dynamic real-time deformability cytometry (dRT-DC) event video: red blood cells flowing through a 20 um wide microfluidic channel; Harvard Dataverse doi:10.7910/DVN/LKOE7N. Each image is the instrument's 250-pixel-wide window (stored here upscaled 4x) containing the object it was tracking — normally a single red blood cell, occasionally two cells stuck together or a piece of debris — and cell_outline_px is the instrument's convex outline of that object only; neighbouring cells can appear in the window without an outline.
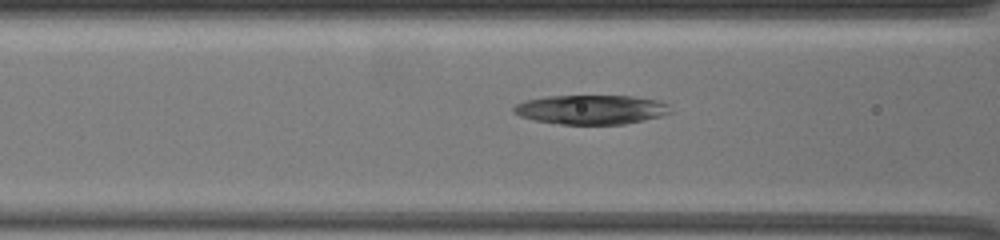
{"species": "common noctule bat (a hibernating species)", "species_latin": "Nyctalus noctula", "temperature_condition": "warm", "stored_images_in_passage": 40, "camera_frame_rate_fps": 3000, "um_per_image_px": 0.085, "animal": {"sex": "female", "body_mass_g": 19.5, "forearm_length_mm": 54.1}, "frame": {"image": 1, "passage_image": 22, "time_ms": 9.0, "image_size_px": [1000, 240], "cell_outline_px": [[672, 112], [660, 116], [624, 124], [560, 124], [536, 120], [520, 116], [512, 112], [512, 108], [516, 104], [528, 100], [544, 96], [632, 96], [656, 100], [668, 104]], "centroid_in_image_um": [50.23, 9.31], "position_along_channel_um": 116.4, "area_um2": 26.59}}
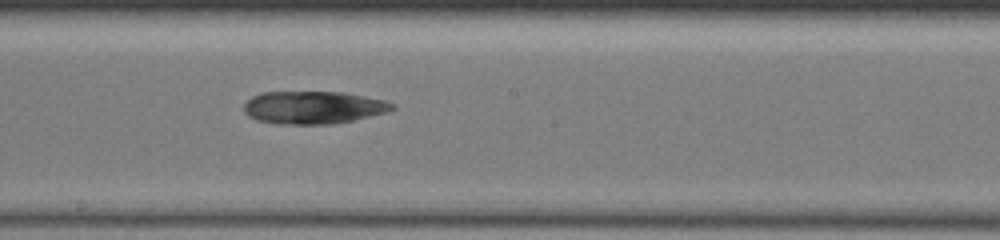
{"frame": {"image": 2, "passage_image": 29, "time_ms": 12.0, "image_size_px": [1000, 240], "cell_outline_px": [[396, 108], [388, 112], [352, 120], [332, 124], [276, 124], [256, 120], [248, 116], [244, 112], [244, 104], [252, 96], [260, 92], [344, 92], [384, 100], [396, 104]], "centroid_in_image_um": [26.62, 9.13], "position_along_channel_um": 221.6, "area_um2": 28.44}}
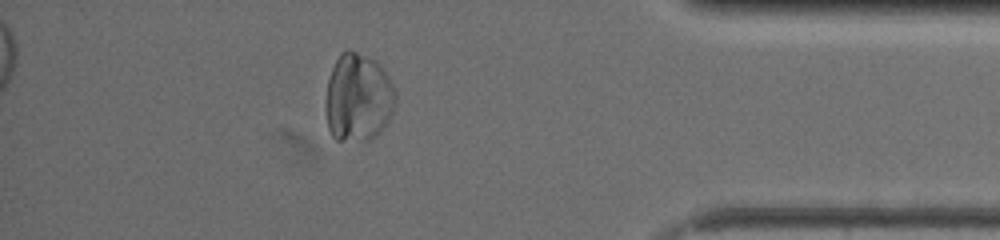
{"frame": {"image": 3, "passage_image": 39, "time_ms": 18.0, "image_size_px": [1000, 240], "cell_outline_px": [[396, 104], [388, 120], [380, 132], [372, 140], [336, 140], [332, 136], [328, 128], [324, 104], [324, 100], [328, 80], [332, 68], [340, 52], [344, 48], [348, 48], [376, 60], [380, 64], [388, 76], [396, 92]], "centroid_in_image_um": [30.43, 8.28], "position_along_channel_um": 404.8, "area_um2": 36.53}}